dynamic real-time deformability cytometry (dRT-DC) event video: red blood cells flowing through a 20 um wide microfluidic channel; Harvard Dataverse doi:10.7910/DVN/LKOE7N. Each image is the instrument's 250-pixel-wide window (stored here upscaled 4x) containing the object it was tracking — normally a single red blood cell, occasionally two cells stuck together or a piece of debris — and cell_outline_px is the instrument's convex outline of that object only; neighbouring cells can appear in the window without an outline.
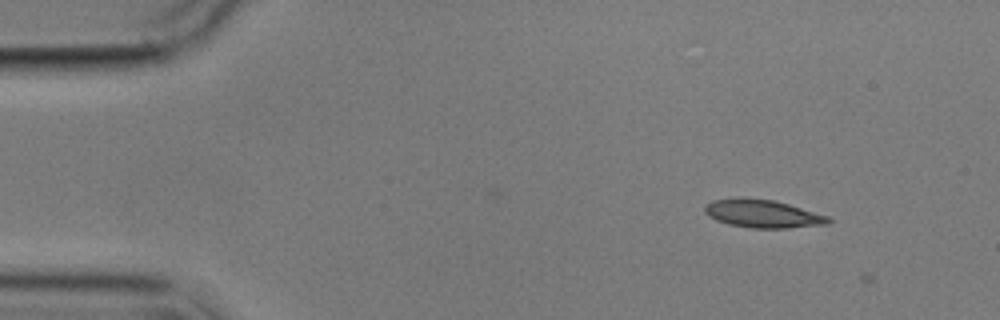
{"species": "common noctule bat (a hibernating species)", "species_latin": "Nyctalus noctula", "temperature_condition": "cold", "stored_images_in_passage": 4, "camera_frame_rate_fps": 3000, "um_per_image_px": 0.085, "animal": {"sex": "male", "body_mass_g": 17.9}, "frame": {"image": 1, "passage_image": 2, "time_ms": 1.0, "image_size_px": [1000, 320], "cell_outline_px": [[832, 220], [828, 224], [788, 228], [752, 228], [728, 224], [716, 220], [708, 216], [704, 212], [704, 204], [712, 200], [736, 196], [772, 200], [788, 204], [828, 216]], "centroid_in_image_um": [64.76, 18.15], "position_along_channel_um": 20.2, "area_um2": 20.4}}